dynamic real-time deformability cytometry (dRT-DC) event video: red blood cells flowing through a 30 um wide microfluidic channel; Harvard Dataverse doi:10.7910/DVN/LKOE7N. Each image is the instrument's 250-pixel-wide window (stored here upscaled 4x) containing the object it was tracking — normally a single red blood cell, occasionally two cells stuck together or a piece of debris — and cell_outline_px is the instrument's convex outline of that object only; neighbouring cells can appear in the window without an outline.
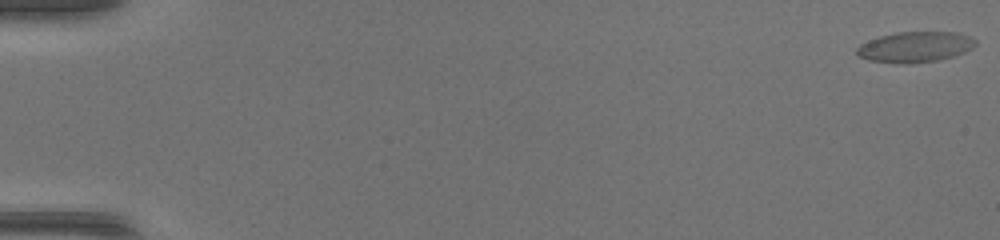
{"species": "common noctule bat (a hibernating species)", "species_latin": "Nyctalus noctula", "temperature_condition": "warm", "stored_images_in_passage": 49, "camera_frame_rate_fps": 3000, "um_per_image_px": 0.085, "animal": {"sex": "female", "body_mass_g": 17.0, "forearm_length_mm": 48.0}, "frame": {"image": 1, "passage_image": 1, "time_ms": 0.0, "image_size_px": [1000, 240], "cell_outline_px": [[976, 44], [972, 48], [964, 52], [952, 56], [936, 60], [908, 64], [900, 64], [868, 60], [856, 56], [856, 48], [860, 44], [868, 40], [880, 36], [896, 32], [956, 32], [972, 36], [976, 40]], "centroid_in_image_um": [77.75, 3.99], "position_along_channel_um": 7.2, "area_um2": 21.33}}
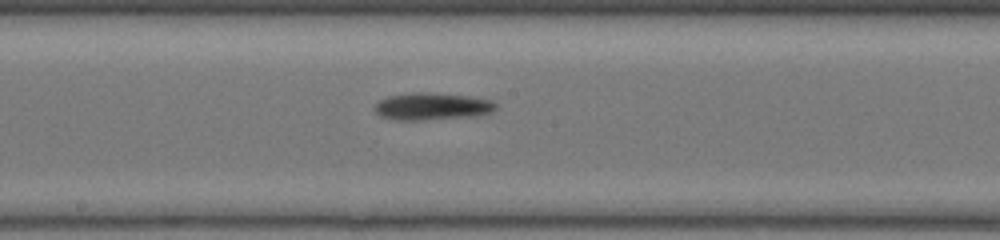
{"frame": {"image": 2, "passage_image": 28, "time_ms": 9.0, "image_size_px": [1000, 240], "cell_outline_px": [[496, 108], [492, 112], [476, 116], [420, 120], [396, 120], [380, 116], [372, 108], [380, 100], [388, 96], [412, 92], [428, 92], [472, 96], [492, 100], [496, 104]], "centroid_in_image_um": [36.73, 9.04], "position_along_channel_um": 211.5, "area_um2": 19.42}}
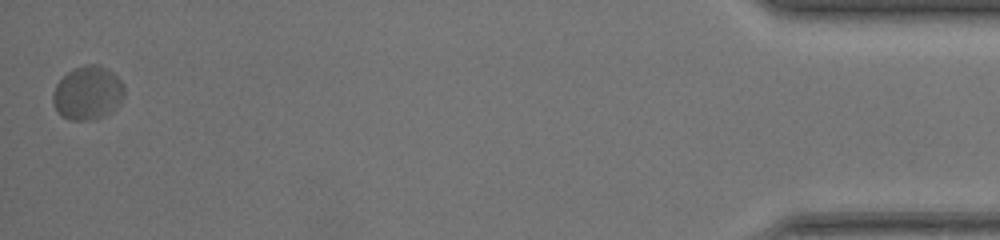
{"frame": {"image": 3, "passage_image": 49, "time_ms": 16.0, "image_size_px": [1000, 240], "cell_outline_px": [[124, 96], [112, 112], [88, 120], [72, 120], [60, 116], [56, 112], [52, 104], [52, 92], [56, 84], [68, 72], [84, 64], [100, 64], [112, 72], [124, 84]], "centroid_in_image_um": [7.43, 7.9], "position_along_channel_um": 427.8, "area_um2": 22.43}}